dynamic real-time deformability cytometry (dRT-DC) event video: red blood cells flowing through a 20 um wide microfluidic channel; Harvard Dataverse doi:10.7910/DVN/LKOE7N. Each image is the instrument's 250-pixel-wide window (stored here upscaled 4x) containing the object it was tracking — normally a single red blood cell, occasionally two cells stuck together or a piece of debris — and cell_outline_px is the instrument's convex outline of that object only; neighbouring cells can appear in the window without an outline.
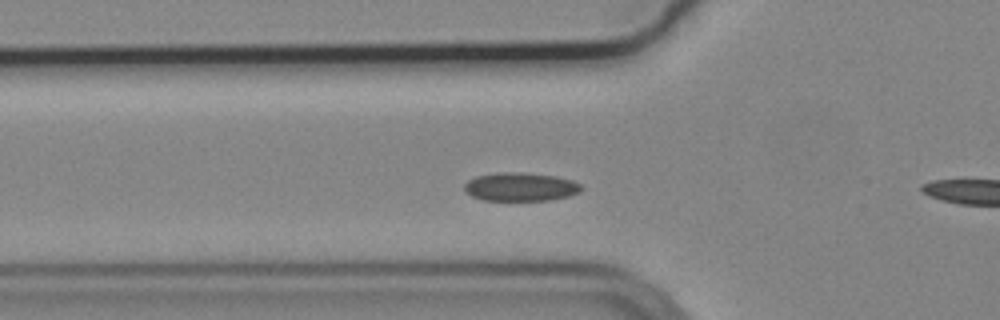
{"species": "common noctule bat (a hibernating species)", "species_latin": "Nyctalus noctula", "temperature_condition": "cold", "stored_images_in_passage": 33, "camera_frame_rate_fps": 3000, "um_per_image_px": 0.085, "animal": {"sex": "male", "body_mass_g": 19.2, "forearm_length_mm": 51.8}, "frame": {"image": 1, "passage_image": 5, "time_ms": 1.333, "image_size_px": [1000, 320], "cell_outline_px": [[584, 188], [580, 192], [568, 196], [552, 200], [484, 200], [472, 196], [464, 192], [464, 184], [468, 180], [476, 176], [500, 172], [520, 172], [556, 176], [572, 180], [580, 184]], "centroid_in_image_um": [44.24, 15.88], "position_along_channel_um": 81.6, "area_um2": 19.54}, "authors_computed_cell_mechanics": {"area_um2": 18.7272, "velocity_mm_per_s": 3.6371, "shape_relaxation_time_tau1_ms": null, "shape_relaxation_time_tau2_ms": 4.1703, "deformation_change_tau1": null, "deformation_change_tau2": 0.0703}}